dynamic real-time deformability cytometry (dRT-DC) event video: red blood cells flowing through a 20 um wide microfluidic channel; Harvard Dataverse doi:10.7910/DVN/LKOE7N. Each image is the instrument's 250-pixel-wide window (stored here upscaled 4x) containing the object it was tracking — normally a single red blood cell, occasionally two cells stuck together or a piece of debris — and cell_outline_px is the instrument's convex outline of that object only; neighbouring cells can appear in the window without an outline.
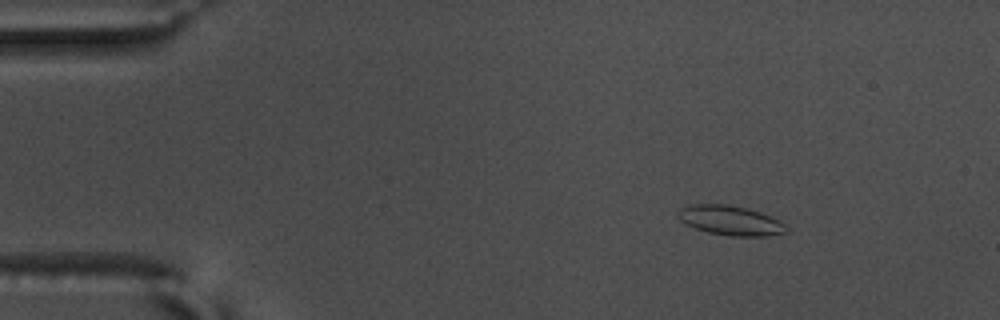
{"species": "common noctule bat (a hibernating species)", "species_latin": "Nyctalus noctula", "temperature_condition": "warm", "stored_images_in_passage": 53, "camera_frame_rate_fps": 3000, "um_per_image_px": 0.085, "animal": {"sex": "male", "body_mass_g": 17.5, "forearm_length_mm": 52.3}, "frame": {"image": 1, "passage_image": 5, "time_ms": 1.333, "image_size_px": [1000, 320], "cell_outline_px": [[788, 232], [768, 236], [728, 236], [708, 232], [696, 228], [680, 220], [676, 216], [676, 212], [680, 208], [688, 204], [728, 204], [760, 212], [780, 220], [788, 228]], "centroid_in_image_um": [62.07, 18.73], "position_along_channel_um": 22.9, "area_um2": 18.79}}
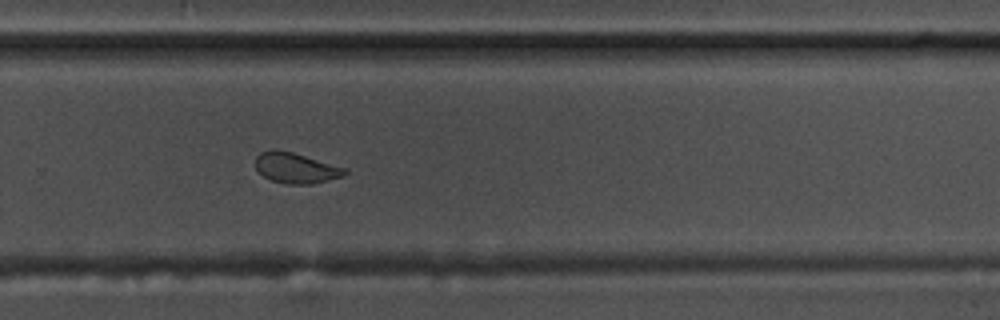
{"frame": {"image": 2, "passage_image": 35, "time_ms": 11.333, "image_size_px": [1000, 320], "cell_outline_px": [[348, 172], [344, 176], [312, 184], [284, 184], [272, 180], [264, 176], [256, 168], [256, 156], [260, 152], [272, 148], [292, 152], [348, 168]], "centroid_in_image_um": [25.17, 14.27], "position_along_channel_um": 304.6, "area_um2": 16.01}}
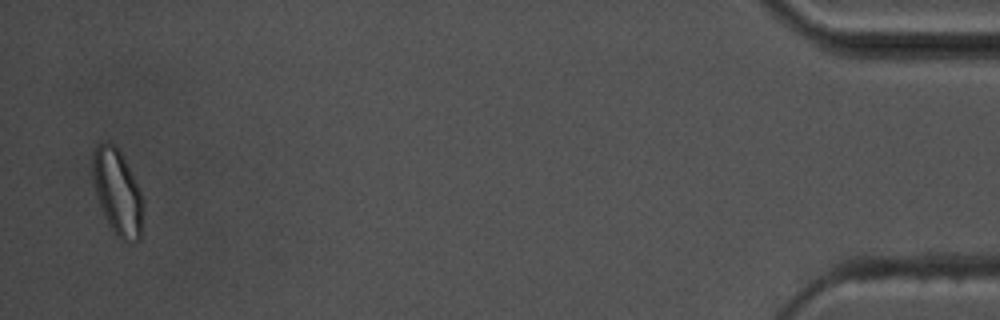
{"frame": {"image": 3, "passage_image": 52, "time_ms": 17.0, "image_size_px": [1000, 320], "cell_outline_px": [[144, 204], [140, 240], [132, 244], [128, 244], [120, 240], [112, 232], [104, 216], [96, 192], [92, 176], [92, 156], [96, 144], [116, 144], [120, 148], [144, 200]], "centroid_in_image_um": [10.01, 16.39], "position_along_channel_um": 425.2, "area_um2": 25.61}, "authors_computed_cell_mechanics": {"area_um2": 17.3978, "velocity_mm_per_s": 3.6482, "shape_relaxation_time_tau1_ms": null, "shape_relaxation_time_tau2_ms": 1.5482, "deformation_change_tau1": null, "deformation_change_tau2": 0.0741}}